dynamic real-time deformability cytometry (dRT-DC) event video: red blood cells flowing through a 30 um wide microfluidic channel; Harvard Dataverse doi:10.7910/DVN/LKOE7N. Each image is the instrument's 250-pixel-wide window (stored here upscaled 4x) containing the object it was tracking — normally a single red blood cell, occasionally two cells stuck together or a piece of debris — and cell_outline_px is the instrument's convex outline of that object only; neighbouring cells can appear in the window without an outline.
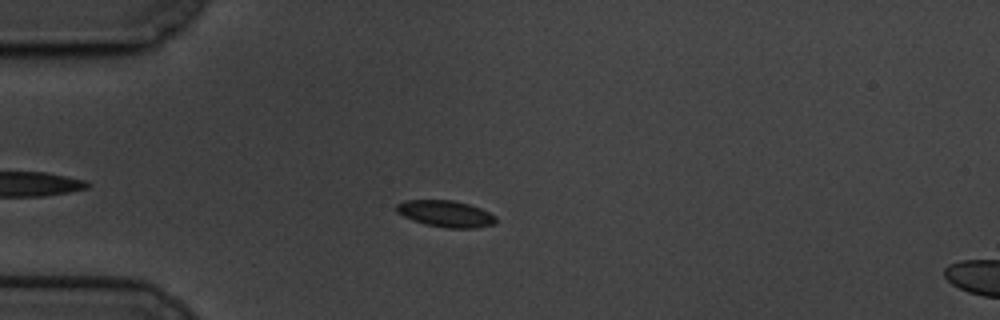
{"species": "common noctule bat (a hibernating species)", "species_latin": "Nyctalus noctula", "temperature_condition": "cold", "stored_images_in_passage": 48, "camera_frame_rate_fps": 3000, "um_per_image_px": 0.085, "animal": {"sex": "male", "body_mass_g": 19.5, "forearm_length_mm": 54.6}, "frame": {"image": 1, "passage_image": 4, "time_ms": 1.0, "image_size_px": [1000, 320], "cell_outline_px": [[496, 224], [476, 228], [448, 228], [424, 224], [412, 220], [396, 212], [396, 204], [404, 200], [452, 200], [468, 204], [480, 208], [496, 216]], "centroid_in_image_um": [37.88, 18.17], "position_along_channel_um": 47.1, "area_um2": 15.43}}
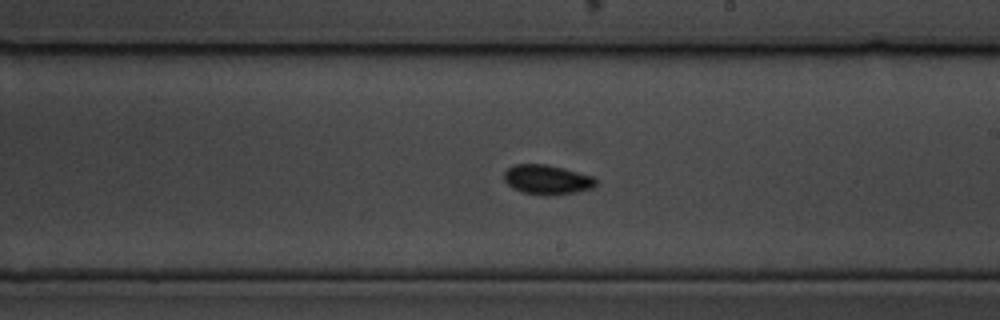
{"frame": {"image": 2, "passage_image": 23, "time_ms": 7.333, "image_size_px": [1000, 320], "cell_outline_px": [[596, 188], [576, 192], [520, 192], [512, 188], [504, 180], [504, 172], [512, 164], [548, 164], [596, 176]], "centroid_in_image_um": [46.53, 15.21], "position_along_channel_um": 242.5, "area_um2": 15.43}}
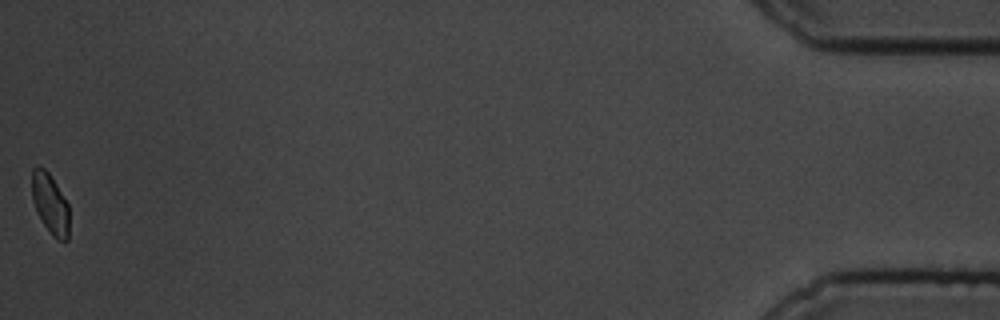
{"frame": {"image": 3, "passage_image": 48, "time_ms": 15.667, "image_size_px": [1000, 320], "cell_outline_px": [[68, 240], [56, 240], [52, 236], [44, 224], [32, 200], [32, 168], [36, 164], [40, 164], [48, 172], [56, 184], [68, 204]], "centroid_in_image_um": [4.25, 17.28], "position_along_channel_um": 431.0, "area_um2": 13.01}, "authors_computed_cell_mechanics": {"area_um2": 14.8546, "velocity_mm_per_s": 3.3637, "shape_relaxation_time_tau1_ms": 1.8568, "shape_relaxation_time_tau2_ms": 2.0031, "deformation_change_tau1": 0.0628, "deformation_change_tau2": 0.0323}}